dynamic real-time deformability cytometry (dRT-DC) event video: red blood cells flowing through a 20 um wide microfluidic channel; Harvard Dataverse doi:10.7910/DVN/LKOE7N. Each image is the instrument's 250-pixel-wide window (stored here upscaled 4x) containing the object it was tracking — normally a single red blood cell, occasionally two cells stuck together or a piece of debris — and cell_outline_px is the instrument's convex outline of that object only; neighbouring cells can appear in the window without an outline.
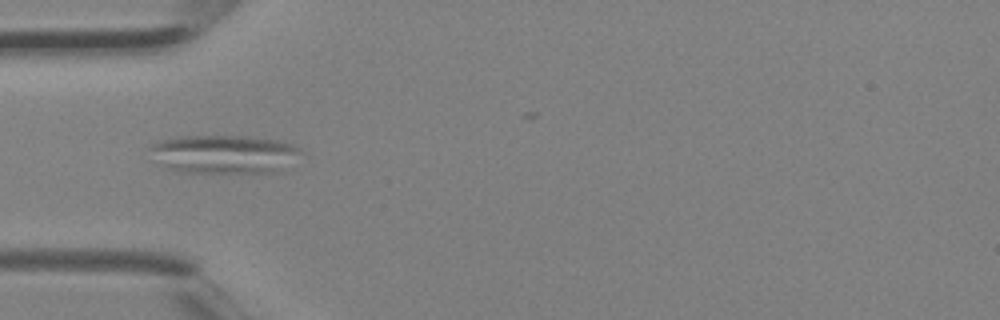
{"species": "Egyptian fruit bat (a non-hibernating species)", "species_latin": "Rousettus aegyptiacus", "temperature_condition": "room temperature", "stored_images_in_passage": 3, "camera_frame_rate_fps": 3000, "um_per_image_px": 0.085, "animal": {"sex": "female"}, "frame": {"image": 1, "passage_image": 3, "time_ms": 0.667, "image_size_px": [1000, 320], "cell_outline_px": [[300, 148], [284, 172], [252, 176], [184, 172], [164, 168], [148, 148], [152, 144], [160, 140], [184, 136], [244, 136], [276, 140], [292, 144]], "centroid_in_image_um": [19.08, 13.17], "position_along_channel_um": 65.9, "area_um2": 34.97}}